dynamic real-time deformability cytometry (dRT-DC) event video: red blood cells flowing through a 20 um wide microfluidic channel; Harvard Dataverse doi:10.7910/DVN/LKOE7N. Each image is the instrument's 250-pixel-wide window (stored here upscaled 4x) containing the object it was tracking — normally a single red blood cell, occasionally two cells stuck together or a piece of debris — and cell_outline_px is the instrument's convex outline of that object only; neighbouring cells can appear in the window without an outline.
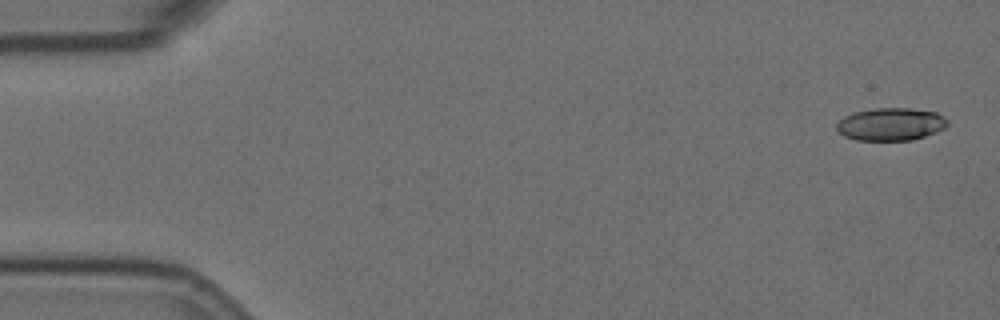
{"species": "Egyptian fruit bat (a non-hibernating species)", "species_latin": "Rousettus aegyptiacus", "temperature_condition": "room temperature", "stored_images_in_passage": 57, "camera_frame_rate_fps": 3000, "um_per_image_px": 0.085, "animal": {"sex": "female"}, "frame": {"image": 1, "passage_image": 2, "time_ms": 0.333, "image_size_px": [1000, 320], "cell_outline_px": [[948, 124], [944, 128], [936, 132], [912, 140], [856, 140], [844, 136], [836, 132], [836, 124], [844, 116], [856, 112], [872, 108], [912, 108], [936, 112], [944, 116], [948, 120]], "centroid_in_image_um": [75.71, 10.55], "position_along_channel_um": 9.3, "area_um2": 21.27}}
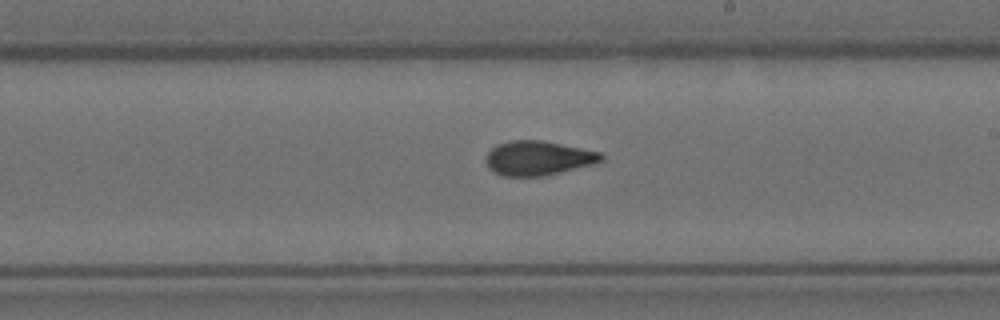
{"frame": {"image": 2, "passage_image": 33, "time_ms": 10.667, "image_size_px": [1000, 320], "cell_outline_px": [[604, 160], [596, 164], [544, 176], [504, 176], [488, 168], [484, 160], [484, 156], [496, 144], [512, 140], [540, 140], [600, 152], [604, 156]], "centroid_in_image_um": [45.73, 13.44], "position_along_channel_um": 243.3, "area_um2": 23.24}}
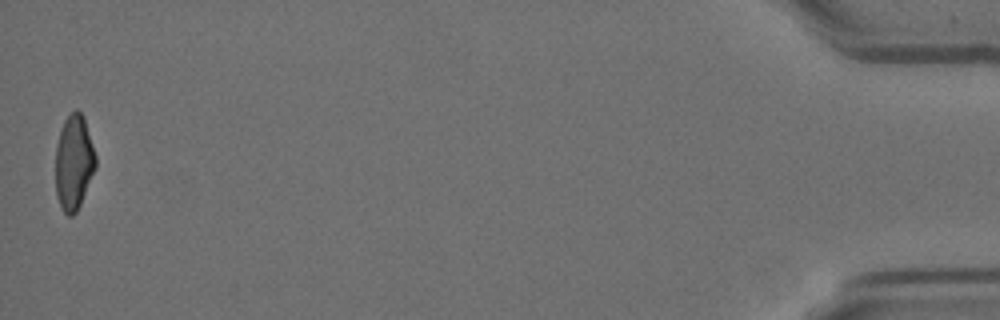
{"frame": {"image": 3, "passage_image": 57, "time_ms": 18.667, "image_size_px": [1000, 320], "cell_outline_px": [[96, 168], [80, 204], [76, 212], [72, 216], [68, 216], [60, 208], [56, 196], [56, 144], [64, 120], [76, 108], [84, 116], [96, 156]], "centroid_in_image_um": [6.27, 13.82], "position_along_channel_um": 428.9, "area_um2": 22.25}, "authors_computed_cell_mechanics": {"area_um2": 22.8888, "velocity_mm_per_s": 3.5503, "shape_relaxation_time_tau1_ms": null, "shape_relaxation_time_tau2_ms": 2.3759, "deformation_change_tau1": null, "deformation_change_tau2": 0.0907}}